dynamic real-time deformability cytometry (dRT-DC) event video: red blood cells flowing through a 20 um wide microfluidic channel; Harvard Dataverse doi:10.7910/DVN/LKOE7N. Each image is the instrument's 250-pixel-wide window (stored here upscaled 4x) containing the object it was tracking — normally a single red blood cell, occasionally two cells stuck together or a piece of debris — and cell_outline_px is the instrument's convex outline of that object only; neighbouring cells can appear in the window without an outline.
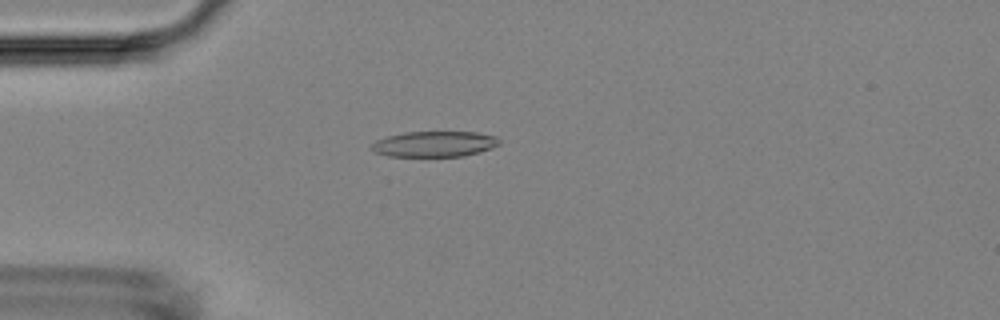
{"species": "Egyptian fruit bat (a non-hibernating species)", "species_latin": "Rousettus aegyptiacus", "temperature_condition": "room temperature", "stored_images_in_passage": 51, "camera_frame_rate_fps": 3000, "um_per_image_px": 0.085, "animal": {"sex": "female"}, "frame": {"image": 1, "passage_image": 11, "time_ms": 3.333, "image_size_px": [1000, 320], "cell_outline_px": [[500, 144], [492, 148], [464, 156], [388, 156], [376, 152], [372, 148], [372, 144], [376, 140], [388, 136], [404, 132], [476, 132], [496, 136], [500, 140]], "centroid_in_image_um": [36.96, 12.23], "position_along_channel_um": 48.0, "area_um2": 18.96}}
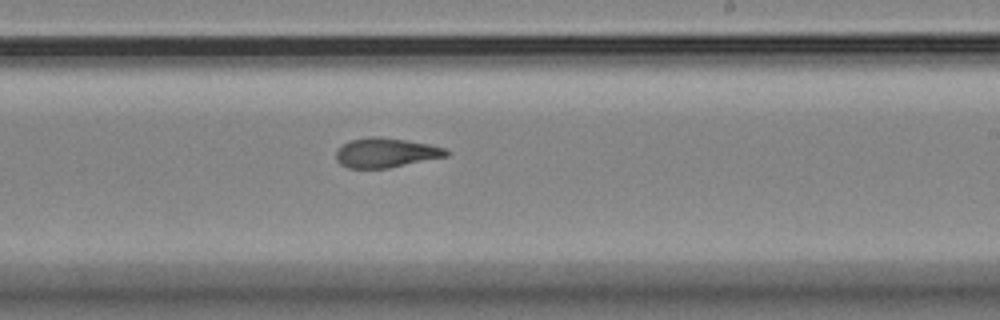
{"frame": {"image": 2, "passage_image": 29, "time_ms": 9.333, "image_size_px": [1000, 320], "cell_outline_px": [[448, 156], [388, 168], [348, 168], [340, 164], [336, 160], [336, 152], [340, 144], [352, 140], [368, 136], [376, 136], [404, 140], [428, 144], [444, 148], [448, 152]], "centroid_in_image_um": [32.74, 12.98], "position_along_channel_um": 256.3, "area_um2": 18.9}}
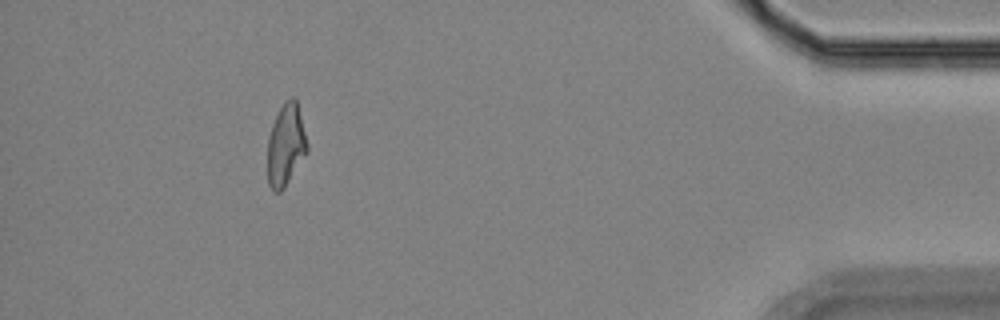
{"frame": {"image": 3, "passage_image": 46, "time_ms": 15.0, "image_size_px": [1000, 320], "cell_outline_px": [[308, 152], [284, 188], [280, 192], [276, 192], [268, 184], [268, 136], [272, 124], [284, 100], [292, 96], [296, 96], [308, 144]], "centroid_in_image_um": [24.31, 12.29], "position_along_channel_um": 410.9, "area_um2": 19.07}, "authors_computed_cell_mechanics": {"area_um2": 19.363, "velocity_mm_per_s": 3.6838, "shape_relaxation_time_tau1_ms": null, "shape_relaxation_time_tau2_ms": 3.0306, "deformation_change_tau1": null, "deformation_change_tau2": 0.1078}}